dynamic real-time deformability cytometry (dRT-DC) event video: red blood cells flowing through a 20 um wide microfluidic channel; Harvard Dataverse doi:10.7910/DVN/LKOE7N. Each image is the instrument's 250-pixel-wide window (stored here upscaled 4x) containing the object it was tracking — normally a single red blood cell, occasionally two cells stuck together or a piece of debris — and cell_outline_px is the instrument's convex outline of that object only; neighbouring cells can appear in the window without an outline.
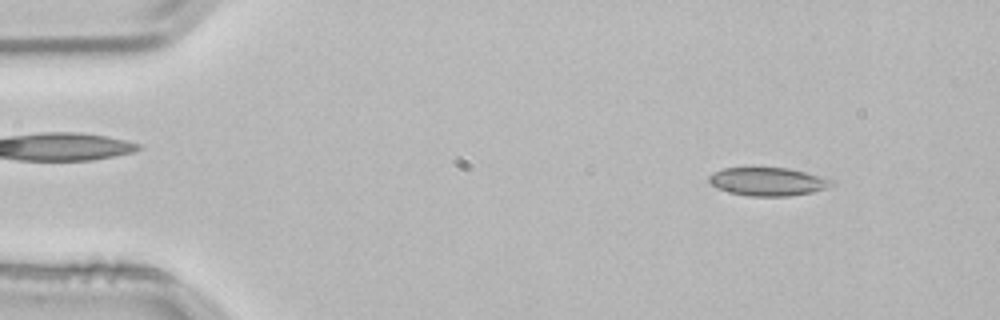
{"species": "common noctule bat (a hibernating species)", "species_latin": "Nyctalus noctula", "temperature_condition": "room temperature", "stored_images_in_passage": 52, "camera_frame_rate_fps": 3000, "um_per_image_px": 0.085, "animal": {"sex": "male", "body_mass_g": 21.5, "forearm_length_mm": 52.0}, "frame": {"image": 1, "passage_image": 5, "time_ms": 1.333, "image_size_px": [1000, 320], "cell_outline_px": [[836, 184], [812, 192], [788, 196], [748, 196], [728, 192], [716, 188], [708, 180], [708, 176], [712, 172], [724, 168], [744, 164], [752, 164], [788, 168], [824, 176], [836, 180]], "centroid_in_image_um": [65.23, 15.37], "position_along_channel_um": 19.8, "area_um2": 21.44}}
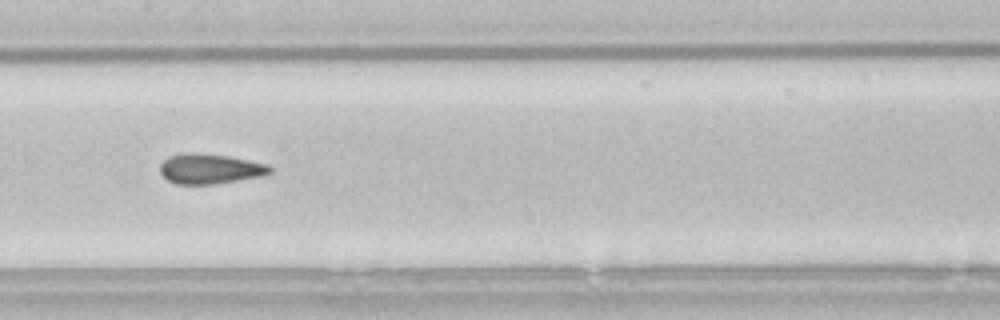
{"frame": {"image": 2, "passage_image": 25, "time_ms": 8.0, "image_size_px": [1000, 320], "cell_outline_px": [[272, 172], [260, 176], [212, 184], [176, 184], [168, 180], [160, 172], [160, 164], [168, 156], [184, 152], [188, 152], [228, 156], [268, 164], [272, 168]], "centroid_in_image_um": [17.82, 14.34], "position_along_channel_um": 189.6, "area_um2": 19.07}}
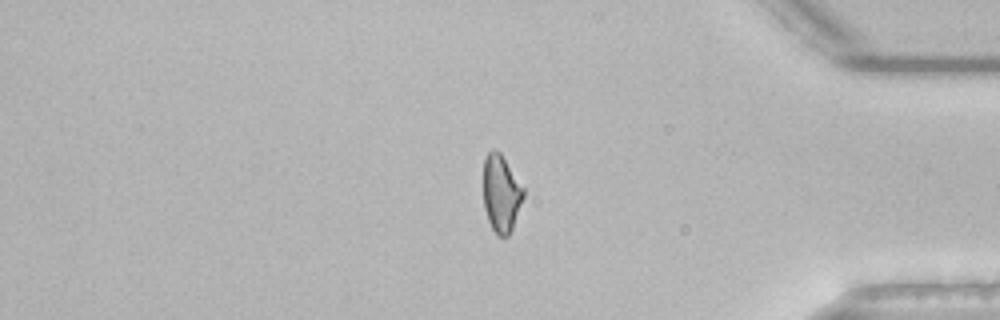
{"frame": {"image": 3, "passage_image": 43, "time_ms": 14.0, "image_size_px": [1000, 320], "cell_outline_px": [[524, 196], [512, 228], [508, 236], [500, 236], [492, 228], [488, 220], [484, 208], [484, 156], [492, 148], [496, 148], [500, 152], [524, 188]], "centroid_in_image_um": [42.59, 16.4], "position_along_channel_um": 392.6, "area_um2": 17.92}, "authors_computed_cell_mechanics": {"area_um2": 19.2763, "velocity_mm_per_s": 3.8345, "shape_relaxation_time_tau1_ms": null, "shape_relaxation_time_tau2_ms": 1.6648, "deformation_change_tau1": null, "deformation_change_tau2": 0.0869}}